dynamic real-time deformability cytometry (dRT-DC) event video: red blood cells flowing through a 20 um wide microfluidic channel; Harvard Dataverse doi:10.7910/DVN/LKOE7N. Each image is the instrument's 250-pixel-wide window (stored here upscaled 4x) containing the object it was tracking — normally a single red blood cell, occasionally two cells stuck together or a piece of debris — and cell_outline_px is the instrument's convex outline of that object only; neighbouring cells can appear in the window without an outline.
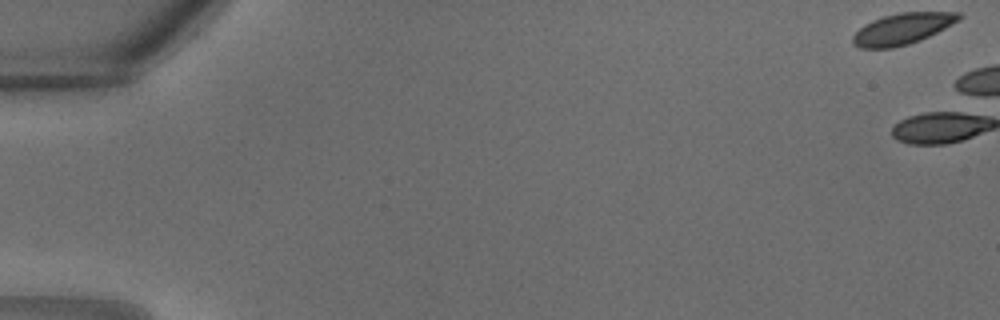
{"species": "common noctule bat (a hibernating species)", "species_latin": "Nyctalus noctula", "temperature_condition": "warm", "stored_images_in_passage": 4, "camera_frame_rate_fps": 3000, "um_per_image_px": 0.085, "animal": {"sex": "male", "body_mass_g": 18.8}, "frame": {"image": 1, "passage_image": 1, "time_ms": 0.0, "image_size_px": [1000, 320], "cell_outline_px": [[960, 20], [920, 40], [908, 44], [892, 48], [860, 48], [852, 44], [852, 36], [864, 24], [872, 20], [884, 16], [900, 12], [960, 12]], "centroid_in_image_um": [76.67, 2.45], "position_along_channel_um": 8.3, "area_um2": 19.13}}